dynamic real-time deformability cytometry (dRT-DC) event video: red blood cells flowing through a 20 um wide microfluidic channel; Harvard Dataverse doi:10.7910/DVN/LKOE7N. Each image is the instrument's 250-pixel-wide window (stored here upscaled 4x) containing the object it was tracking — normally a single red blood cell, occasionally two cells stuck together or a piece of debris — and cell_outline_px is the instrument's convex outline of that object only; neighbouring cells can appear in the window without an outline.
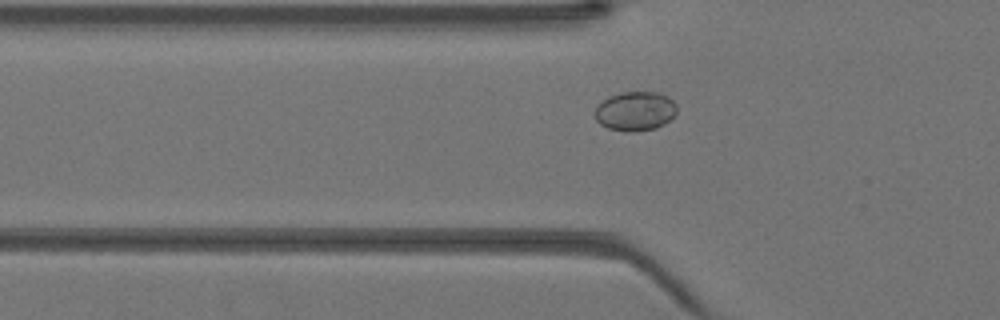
{"species": "Egyptian fruit bat (a non-hibernating species)", "species_latin": "Rousettus aegyptiacus", "temperature_condition": "warm", "stored_images_in_passage": 37, "camera_frame_rate_fps": 3000, "um_per_image_px": 0.085, "animal": {"sex": "female"}, "frame": {"image": 1, "passage_image": 13, "time_ms": 4.0, "image_size_px": [1000, 320], "cell_outline_px": [[676, 112], [664, 124], [656, 128], [636, 132], [628, 132], [608, 128], [600, 124], [596, 120], [596, 108], [604, 100], [620, 92], [656, 92], [668, 96], [676, 104]], "centroid_in_image_um": [54.01, 9.46], "position_along_channel_um": 71.8, "area_um2": 18.55}}
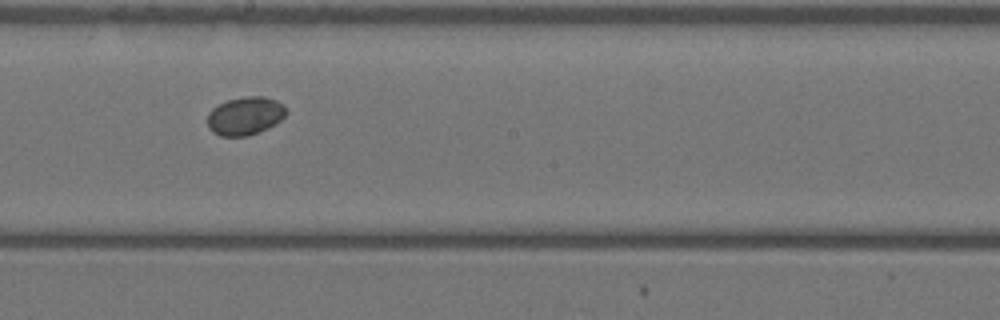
{"frame": {"image": 2, "passage_image": 23, "time_ms": 7.333, "image_size_px": [1000, 320], "cell_outline_px": [[288, 112], [276, 124], [268, 128], [248, 136], [220, 136], [212, 132], [208, 128], [208, 112], [212, 108], [228, 100], [248, 96], [264, 96], [276, 100], [284, 104]], "centroid_in_image_um": [20.85, 9.85], "position_along_channel_um": 227.3, "area_um2": 17.63}}
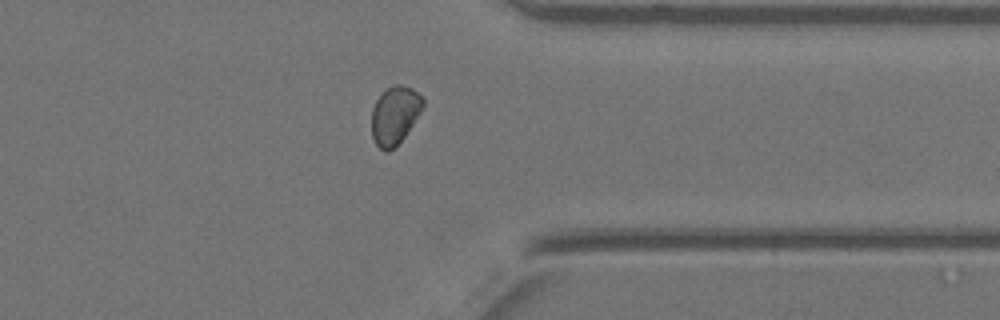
{"frame": {"image": 3, "passage_image": 33, "time_ms": 10.667, "image_size_px": [1000, 320], "cell_outline_px": [[424, 104], [420, 112], [404, 136], [388, 152], [384, 152], [376, 144], [372, 136], [372, 108], [376, 100], [388, 88], [396, 84], [400, 84], [412, 88], [424, 96]], "centroid_in_image_um": [33.56, 9.77], "position_along_channel_um": 377.8, "area_um2": 17.11}}